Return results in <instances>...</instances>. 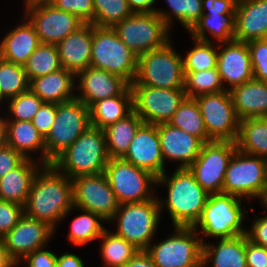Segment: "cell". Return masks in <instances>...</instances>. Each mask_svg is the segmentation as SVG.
Listing matches in <instances>:
<instances>
[{
  "label": "cell",
  "mask_w": 267,
  "mask_h": 267,
  "mask_svg": "<svg viewBox=\"0 0 267 267\" xmlns=\"http://www.w3.org/2000/svg\"><path fill=\"white\" fill-rule=\"evenodd\" d=\"M42 170L33 178L24 214L54 229L74 207L73 182L52 164L43 165Z\"/></svg>",
  "instance_id": "1"
},
{
  "label": "cell",
  "mask_w": 267,
  "mask_h": 267,
  "mask_svg": "<svg viewBox=\"0 0 267 267\" xmlns=\"http://www.w3.org/2000/svg\"><path fill=\"white\" fill-rule=\"evenodd\" d=\"M168 178L165 173L162 174L157 177V184L166 183L168 186L165 205L174 227H193L200 218L210 194L196 182L188 168H177Z\"/></svg>",
  "instance_id": "2"
},
{
  "label": "cell",
  "mask_w": 267,
  "mask_h": 267,
  "mask_svg": "<svg viewBox=\"0 0 267 267\" xmlns=\"http://www.w3.org/2000/svg\"><path fill=\"white\" fill-rule=\"evenodd\" d=\"M108 160L104 130L90 126L52 165L73 179L81 175L104 173Z\"/></svg>",
  "instance_id": "3"
},
{
  "label": "cell",
  "mask_w": 267,
  "mask_h": 267,
  "mask_svg": "<svg viewBox=\"0 0 267 267\" xmlns=\"http://www.w3.org/2000/svg\"><path fill=\"white\" fill-rule=\"evenodd\" d=\"M90 66L118 75L131 84L137 74L138 55L122 42L111 27L92 24Z\"/></svg>",
  "instance_id": "4"
},
{
  "label": "cell",
  "mask_w": 267,
  "mask_h": 267,
  "mask_svg": "<svg viewBox=\"0 0 267 267\" xmlns=\"http://www.w3.org/2000/svg\"><path fill=\"white\" fill-rule=\"evenodd\" d=\"M91 126L89 107L74 98L57 104V114L48 134L44 137L46 165L63 153Z\"/></svg>",
  "instance_id": "5"
},
{
  "label": "cell",
  "mask_w": 267,
  "mask_h": 267,
  "mask_svg": "<svg viewBox=\"0 0 267 267\" xmlns=\"http://www.w3.org/2000/svg\"><path fill=\"white\" fill-rule=\"evenodd\" d=\"M163 206L155 197L145 202L120 204L112 218L118 222L115 234L145 251L151 246Z\"/></svg>",
  "instance_id": "6"
},
{
  "label": "cell",
  "mask_w": 267,
  "mask_h": 267,
  "mask_svg": "<svg viewBox=\"0 0 267 267\" xmlns=\"http://www.w3.org/2000/svg\"><path fill=\"white\" fill-rule=\"evenodd\" d=\"M184 77L183 59L169 42L162 48L138 56L137 74L131 84L164 89L184 88Z\"/></svg>",
  "instance_id": "7"
},
{
  "label": "cell",
  "mask_w": 267,
  "mask_h": 267,
  "mask_svg": "<svg viewBox=\"0 0 267 267\" xmlns=\"http://www.w3.org/2000/svg\"><path fill=\"white\" fill-rule=\"evenodd\" d=\"M240 201V197L230 194H210L193 228L197 230L199 225L202 234L220 239L247 234L241 226L244 213Z\"/></svg>",
  "instance_id": "8"
},
{
  "label": "cell",
  "mask_w": 267,
  "mask_h": 267,
  "mask_svg": "<svg viewBox=\"0 0 267 267\" xmlns=\"http://www.w3.org/2000/svg\"><path fill=\"white\" fill-rule=\"evenodd\" d=\"M169 26L156 12L133 13L112 29L122 42L138 56L166 46Z\"/></svg>",
  "instance_id": "9"
},
{
  "label": "cell",
  "mask_w": 267,
  "mask_h": 267,
  "mask_svg": "<svg viewBox=\"0 0 267 267\" xmlns=\"http://www.w3.org/2000/svg\"><path fill=\"white\" fill-rule=\"evenodd\" d=\"M168 239L147 247L146 253L156 267H203L202 237L193 227H175Z\"/></svg>",
  "instance_id": "10"
},
{
  "label": "cell",
  "mask_w": 267,
  "mask_h": 267,
  "mask_svg": "<svg viewBox=\"0 0 267 267\" xmlns=\"http://www.w3.org/2000/svg\"><path fill=\"white\" fill-rule=\"evenodd\" d=\"M104 174L119 204L140 203L154 198L149 188L157 183V177L147 170L122 158H109Z\"/></svg>",
  "instance_id": "11"
},
{
  "label": "cell",
  "mask_w": 267,
  "mask_h": 267,
  "mask_svg": "<svg viewBox=\"0 0 267 267\" xmlns=\"http://www.w3.org/2000/svg\"><path fill=\"white\" fill-rule=\"evenodd\" d=\"M236 150L237 145L233 141L203 143L200 154L188 169L209 194L223 193L225 172Z\"/></svg>",
  "instance_id": "12"
},
{
  "label": "cell",
  "mask_w": 267,
  "mask_h": 267,
  "mask_svg": "<svg viewBox=\"0 0 267 267\" xmlns=\"http://www.w3.org/2000/svg\"><path fill=\"white\" fill-rule=\"evenodd\" d=\"M265 158L243 153L238 149L225 172L223 193L262 198L264 194Z\"/></svg>",
  "instance_id": "13"
},
{
  "label": "cell",
  "mask_w": 267,
  "mask_h": 267,
  "mask_svg": "<svg viewBox=\"0 0 267 267\" xmlns=\"http://www.w3.org/2000/svg\"><path fill=\"white\" fill-rule=\"evenodd\" d=\"M133 110L146 124L168 123L187 97L183 88L164 89L130 84Z\"/></svg>",
  "instance_id": "14"
},
{
  "label": "cell",
  "mask_w": 267,
  "mask_h": 267,
  "mask_svg": "<svg viewBox=\"0 0 267 267\" xmlns=\"http://www.w3.org/2000/svg\"><path fill=\"white\" fill-rule=\"evenodd\" d=\"M204 120L207 135L215 141L236 142L240 119L237 117L229 90L195 98Z\"/></svg>",
  "instance_id": "15"
},
{
  "label": "cell",
  "mask_w": 267,
  "mask_h": 267,
  "mask_svg": "<svg viewBox=\"0 0 267 267\" xmlns=\"http://www.w3.org/2000/svg\"><path fill=\"white\" fill-rule=\"evenodd\" d=\"M74 207L100 215L111 221L119 202L104 173L81 175L72 179Z\"/></svg>",
  "instance_id": "16"
},
{
  "label": "cell",
  "mask_w": 267,
  "mask_h": 267,
  "mask_svg": "<svg viewBox=\"0 0 267 267\" xmlns=\"http://www.w3.org/2000/svg\"><path fill=\"white\" fill-rule=\"evenodd\" d=\"M25 18L34 26L43 44L57 45L84 24L75 15L59 10L50 3L26 9Z\"/></svg>",
  "instance_id": "17"
},
{
  "label": "cell",
  "mask_w": 267,
  "mask_h": 267,
  "mask_svg": "<svg viewBox=\"0 0 267 267\" xmlns=\"http://www.w3.org/2000/svg\"><path fill=\"white\" fill-rule=\"evenodd\" d=\"M54 229L48 224L30 218L25 214L19 222L2 238L8 256L17 265L20 257L24 259L35 250L44 248Z\"/></svg>",
  "instance_id": "18"
},
{
  "label": "cell",
  "mask_w": 267,
  "mask_h": 267,
  "mask_svg": "<svg viewBox=\"0 0 267 267\" xmlns=\"http://www.w3.org/2000/svg\"><path fill=\"white\" fill-rule=\"evenodd\" d=\"M122 159L156 177L166 173L157 125L143 123Z\"/></svg>",
  "instance_id": "19"
},
{
  "label": "cell",
  "mask_w": 267,
  "mask_h": 267,
  "mask_svg": "<svg viewBox=\"0 0 267 267\" xmlns=\"http://www.w3.org/2000/svg\"><path fill=\"white\" fill-rule=\"evenodd\" d=\"M75 76L80 78L79 87L82 93L76 98L87 107L98 100L122 95L130 87V84L120 76L92 66L78 72Z\"/></svg>",
  "instance_id": "20"
},
{
  "label": "cell",
  "mask_w": 267,
  "mask_h": 267,
  "mask_svg": "<svg viewBox=\"0 0 267 267\" xmlns=\"http://www.w3.org/2000/svg\"><path fill=\"white\" fill-rule=\"evenodd\" d=\"M226 46L217 55V69L221 80L229 83L228 90L253 79V70L247 42H221Z\"/></svg>",
  "instance_id": "21"
},
{
  "label": "cell",
  "mask_w": 267,
  "mask_h": 267,
  "mask_svg": "<svg viewBox=\"0 0 267 267\" xmlns=\"http://www.w3.org/2000/svg\"><path fill=\"white\" fill-rule=\"evenodd\" d=\"M163 158L181 162L178 168H188L200 154L203 142L169 123L157 124Z\"/></svg>",
  "instance_id": "22"
},
{
  "label": "cell",
  "mask_w": 267,
  "mask_h": 267,
  "mask_svg": "<svg viewBox=\"0 0 267 267\" xmlns=\"http://www.w3.org/2000/svg\"><path fill=\"white\" fill-rule=\"evenodd\" d=\"M267 38V0H238L234 40L249 42Z\"/></svg>",
  "instance_id": "23"
},
{
  "label": "cell",
  "mask_w": 267,
  "mask_h": 267,
  "mask_svg": "<svg viewBox=\"0 0 267 267\" xmlns=\"http://www.w3.org/2000/svg\"><path fill=\"white\" fill-rule=\"evenodd\" d=\"M62 68L75 75L91 63L92 24H83L57 45Z\"/></svg>",
  "instance_id": "24"
},
{
  "label": "cell",
  "mask_w": 267,
  "mask_h": 267,
  "mask_svg": "<svg viewBox=\"0 0 267 267\" xmlns=\"http://www.w3.org/2000/svg\"><path fill=\"white\" fill-rule=\"evenodd\" d=\"M237 117H267V82L251 79L229 90Z\"/></svg>",
  "instance_id": "25"
},
{
  "label": "cell",
  "mask_w": 267,
  "mask_h": 267,
  "mask_svg": "<svg viewBox=\"0 0 267 267\" xmlns=\"http://www.w3.org/2000/svg\"><path fill=\"white\" fill-rule=\"evenodd\" d=\"M75 74L65 68L33 79L29 83L30 90L44 103H63L76 96L71 92L74 88Z\"/></svg>",
  "instance_id": "26"
},
{
  "label": "cell",
  "mask_w": 267,
  "mask_h": 267,
  "mask_svg": "<svg viewBox=\"0 0 267 267\" xmlns=\"http://www.w3.org/2000/svg\"><path fill=\"white\" fill-rule=\"evenodd\" d=\"M31 158H25L17 167L0 178V200L25 206L33 178L38 171Z\"/></svg>",
  "instance_id": "27"
},
{
  "label": "cell",
  "mask_w": 267,
  "mask_h": 267,
  "mask_svg": "<svg viewBox=\"0 0 267 267\" xmlns=\"http://www.w3.org/2000/svg\"><path fill=\"white\" fill-rule=\"evenodd\" d=\"M40 44L34 26L28 20L5 36L0 44V57L24 66Z\"/></svg>",
  "instance_id": "28"
},
{
  "label": "cell",
  "mask_w": 267,
  "mask_h": 267,
  "mask_svg": "<svg viewBox=\"0 0 267 267\" xmlns=\"http://www.w3.org/2000/svg\"><path fill=\"white\" fill-rule=\"evenodd\" d=\"M203 267L213 259V267H247L246 234L220 239L217 246L203 243Z\"/></svg>",
  "instance_id": "29"
},
{
  "label": "cell",
  "mask_w": 267,
  "mask_h": 267,
  "mask_svg": "<svg viewBox=\"0 0 267 267\" xmlns=\"http://www.w3.org/2000/svg\"><path fill=\"white\" fill-rule=\"evenodd\" d=\"M133 111V93L129 87L122 95L101 99L89 107L92 127L104 130Z\"/></svg>",
  "instance_id": "30"
},
{
  "label": "cell",
  "mask_w": 267,
  "mask_h": 267,
  "mask_svg": "<svg viewBox=\"0 0 267 267\" xmlns=\"http://www.w3.org/2000/svg\"><path fill=\"white\" fill-rule=\"evenodd\" d=\"M7 145L18 151L24 158H30L27 154L31 150H40L42 166L46 165V147L44 138L34 127L31 121L6 122Z\"/></svg>",
  "instance_id": "31"
},
{
  "label": "cell",
  "mask_w": 267,
  "mask_h": 267,
  "mask_svg": "<svg viewBox=\"0 0 267 267\" xmlns=\"http://www.w3.org/2000/svg\"><path fill=\"white\" fill-rule=\"evenodd\" d=\"M143 120L133 110L125 118L104 129L109 158H122Z\"/></svg>",
  "instance_id": "32"
},
{
  "label": "cell",
  "mask_w": 267,
  "mask_h": 267,
  "mask_svg": "<svg viewBox=\"0 0 267 267\" xmlns=\"http://www.w3.org/2000/svg\"><path fill=\"white\" fill-rule=\"evenodd\" d=\"M236 145L243 153L267 158V117L240 120Z\"/></svg>",
  "instance_id": "33"
},
{
  "label": "cell",
  "mask_w": 267,
  "mask_h": 267,
  "mask_svg": "<svg viewBox=\"0 0 267 267\" xmlns=\"http://www.w3.org/2000/svg\"><path fill=\"white\" fill-rule=\"evenodd\" d=\"M206 30L220 43L234 40L235 13L202 14L188 32L192 35L193 39L210 42L208 37H206Z\"/></svg>",
  "instance_id": "34"
},
{
  "label": "cell",
  "mask_w": 267,
  "mask_h": 267,
  "mask_svg": "<svg viewBox=\"0 0 267 267\" xmlns=\"http://www.w3.org/2000/svg\"><path fill=\"white\" fill-rule=\"evenodd\" d=\"M168 123L196 136L203 143L212 141L207 135L201 110L195 98L186 97Z\"/></svg>",
  "instance_id": "35"
},
{
  "label": "cell",
  "mask_w": 267,
  "mask_h": 267,
  "mask_svg": "<svg viewBox=\"0 0 267 267\" xmlns=\"http://www.w3.org/2000/svg\"><path fill=\"white\" fill-rule=\"evenodd\" d=\"M23 67L29 83L35 78L61 69L57 46L41 43L30 55Z\"/></svg>",
  "instance_id": "36"
},
{
  "label": "cell",
  "mask_w": 267,
  "mask_h": 267,
  "mask_svg": "<svg viewBox=\"0 0 267 267\" xmlns=\"http://www.w3.org/2000/svg\"><path fill=\"white\" fill-rule=\"evenodd\" d=\"M184 91L188 98L226 90L217 68L203 71H184Z\"/></svg>",
  "instance_id": "37"
},
{
  "label": "cell",
  "mask_w": 267,
  "mask_h": 267,
  "mask_svg": "<svg viewBox=\"0 0 267 267\" xmlns=\"http://www.w3.org/2000/svg\"><path fill=\"white\" fill-rule=\"evenodd\" d=\"M103 244L101 247L105 267H123L140 250L115 233H108L107 230L101 235Z\"/></svg>",
  "instance_id": "38"
},
{
  "label": "cell",
  "mask_w": 267,
  "mask_h": 267,
  "mask_svg": "<svg viewBox=\"0 0 267 267\" xmlns=\"http://www.w3.org/2000/svg\"><path fill=\"white\" fill-rule=\"evenodd\" d=\"M84 215L75 218L71 224L68 239L74 245H83L89 241L96 240L106 230L99 222L105 221L100 215L91 211L81 210Z\"/></svg>",
  "instance_id": "39"
},
{
  "label": "cell",
  "mask_w": 267,
  "mask_h": 267,
  "mask_svg": "<svg viewBox=\"0 0 267 267\" xmlns=\"http://www.w3.org/2000/svg\"><path fill=\"white\" fill-rule=\"evenodd\" d=\"M29 89L24 67L0 57V90L5 98L18 96Z\"/></svg>",
  "instance_id": "40"
},
{
  "label": "cell",
  "mask_w": 267,
  "mask_h": 267,
  "mask_svg": "<svg viewBox=\"0 0 267 267\" xmlns=\"http://www.w3.org/2000/svg\"><path fill=\"white\" fill-rule=\"evenodd\" d=\"M94 8V26L113 27L132 15L127 0H92Z\"/></svg>",
  "instance_id": "41"
},
{
  "label": "cell",
  "mask_w": 267,
  "mask_h": 267,
  "mask_svg": "<svg viewBox=\"0 0 267 267\" xmlns=\"http://www.w3.org/2000/svg\"><path fill=\"white\" fill-rule=\"evenodd\" d=\"M195 47L183 58L184 71H203L217 68L218 51L211 42L193 39Z\"/></svg>",
  "instance_id": "42"
},
{
  "label": "cell",
  "mask_w": 267,
  "mask_h": 267,
  "mask_svg": "<svg viewBox=\"0 0 267 267\" xmlns=\"http://www.w3.org/2000/svg\"><path fill=\"white\" fill-rule=\"evenodd\" d=\"M8 100L10 102L9 111L13 115L12 121H32L44 103L30 88Z\"/></svg>",
  "instance_id": "43"
},
{
  "label": "cell",
  "mask_w": 267,
  "mask_h": 267,
  "mask_svg": "<svg viewBox=\"0 0 267 267\" xmlns=\"http://www.w3.org/2000/svg\"><path fill=\"white\" fill-rule=\"evenodd\" d=\"M170 11L189 31L203 14L202 0H166Z\"/></svg>",
  "instance_id": "44"
},
{
  "label": "cell",
  "mask_w": 267,
  "mask_h": 267,
  "mask_svg": "<svg viewBox=\"0 0 267 267\" xmlns=\"http://www.w3.org/2000/svg\"><path fill=\"white\" fill-rule=\"evenodd\" d=\"M253 77L267 82V38L247 42Z\"/></svg>",
  "instance_id": "45"
},
{
  "label": "cell",
  "mask_w": 267,
  "mask_h": 267,
  "mask_svg": "<svg viewBox=\"0 0 267 267\" xmlns=\"http://www.w3.org/2000/svg\"><path fill=\"white\" fill-rule=\"evenodd\" d=\"M55 8L75 15L84 24L94 25V8L92 0H52Z\"/></svg>",
  "instance_id": "46"
},
{
  "label": "cell",
  "mask_w": 267,
  "mask_h": 267,
  "mask_svg": "<svg viewBox=\"0 0 267 267\" xmlns=\"http://www.w3.org/2000/svg\"><path fill=\"white\" fill-rule=\"evenodd\" d=\"M24 215V206L0 200V239H2Z\"/></svg>",
  "instance_id": "47"
},
{
  "label": "cell",
  "mask_w": 267,
  "mask_h": 267,
  "mask_svg": "<svg viewBox=\"0 0 267 267\" xmlns=\"http://www.w3.org/2000/svg\"><path fill=\"white\" fill-rule=\"evenodd\" d=\"M57 114V104L43 103L37 114L32 119V124L44 138L53 125Z\"/></svg>",
  "instance_id": "48"
},
{
  "label": "cell",
  "mask_w": 267,
  "mask_h": 267,
  "mask_svg": "<svg viewBox=\"0 0 267 267\" xmlns=\"http://www.w3.org/2000/svg\"><path fill=\"white\" fill-rule=\"evenodd\" d=\"M247 267H267V248L259 246L248 239L246 234Z\"/></svg>",
  "instance_id": "49"
},
{
  "label": "cell",
  "mask_w": 267,
  "mask_h": 267,
  "mask_svg": "<svg viewBox=\"0 0 267 267\" xmlns=\"http://www.w3.org/2000/svg\"><path fill=\"white\" fill-rule=\"evenodd\" d=\"M24 159L18 151L8 145L0 148V178L17 167Z\"/></svg>",
  "instance_id": "50"
},
{
  "label": "cell",
  "mask_w": 267,
  "mask_h": 267,
  "mask_svg": "<svg viewBox=\"0 0 267 267\" xmlns=\"http://www.w3.org/2000/svg\"><path fill=\"white\" fill-rule=\"evenodd\" d=\"M29 267H56L57 255L44 248L35 250L25 258Z\"/></svg>",
  "instance_id": "51"
},
{
  "label": "cell",
  "mask_w": 267,
  "mask_h": 267,
  "mask_svg": "<svg viewBox=\"0 0 267 267\" xmlns=\"http://www.w3.org/2000/svg\"><path fill=\"white\" fill-rule=\"evenodd\" d=\"M238 0H202L203 14H226L236 13ZM208 10V13L204 12Z\"/></svg>",
  "instance_id": "52"
},
{
  "label": "cell",
  "mask_w": 267,
  "mask_h": 267,
  "mask_svg": "<svg viewBox=\"0 0 267 267\" xmlns=\"http://www.w3.org/2000/svg\"><path fill=\"white\" fill-rule=\"evenodd\" d=\"M252 225V229L248 232L247 236L253 243L267 248V216L257 217Z\"/></svg>",
  "instance_id": "53"
},
{
  "label": "cell",
  "mask_w": 267,
  "mask_h": 267,
  "mask_svg": "<svg viewBox=\"0 0 267 267\" xmlns=\"http://www.w3.org/2000/svg\"><path fill=\"white\" fill-rule=\"evenodd\" d=\"M129 7L133 13H152L156 12L159 14L163 21L170 27L171 24V18L169 16V13L163 12L162 10L159 11L157 9L152 8L153 4L156 0H127ZM152 6V7H151Z\"/></svg>",
  "instance_id": "54"
},
{
  "label": "cell",
  "mask_w": 267,
  "mask_h": 267,
  "mask_svg": "<svg viewBox=\"0 0 267 267\" xmlns=\"http://www.w3.org/2000/svg\"><path fill=\"white\" fill-rule=\"evenodd\" d=\"M123 267H156L146 251H139Z\"/></svg>",
  "instance_id": "55"
},
{
  "label": "cell",
  "mask_w": 267,
  "mask_h": 267,
  "mask_svg": "<svg viewBox=\"0 0 267 267\" xmlns=\"http://www.w3.org/2000/svg\"><path fill=\"white\" fill-rule=\"evenodd\" d=\"M56 267H84V263L80 257L65 253L60 257L57 256V264Z\"/></svg>",
  "instance_id": "56"
},
{
  "label": "cell",
  "mask_w": 267,
  "mask_h": 267,
  "mask_svg": "<svg viewBox=\"0 0 267 267\" xmlns=\"http://www.w3.org/2000/svg\"><path fill=\"white\" fill-rule=\"evenodd\" d=\"M16 267L15 262L8 256L4 241L0 239V267Z\"/></svg>",
  "instance_id": "57"
},
{
  "label": "cell",
  "mask_w": 267,
  "mask_h": 267,
  "mask_svg": "<svg viewBox=\"0 0 267 267\" xmlns=\"http://www.w3.org/2000/svg\"><path fill=\"white\" fill-rule=\"evenodd\" d=\"M6 122L7 120L0 118V148L7 145Z\"/></svg>",
  "instance_id": "58"
},
{
  "label": "cell",
  "mask_w": 267,
  "mask_h": 267,
  "mask_svg": "<svg viewBox=\"0 0 267 267\" xmlns=\"http://www.w3.org/2000/svg\"><path fill=\"white\" fill-rule=\"evenodd\" d=\"M52 0H25L26 2V9L37 6V5H43L47 3H51Z\"/></svg>",
  "instance_id": "59"
},
{
  "label": "cell",
  "mask_w": 267,
  "mask_h": 267,
  "mask_svg": "<svg viewBox=\"0 0 267 267\" xmlns=\"http://www.w3.org/2000/svg\"><path fill=\"white\" fill-rule=\"evenodd\" d=\"M264 193H267V158H265Z\"/></svg>",
  "instance_id": "60"
},
{
  "label": "cell",
  "mask_w": 267,
  "mask_h": 267,
  "mask_svg": "<svg viewBox=\"0 0 267 267\" xmlns=\"http://www.w3.org/2000/svg\"><path fill=\"white\" fill-rule=\"evenodd\" d=\"M261 202L267 207V193H264Z\"/></svg>",
  "instance_id": "61"
},
{
  "label": "cell",
  "mask_w": 267,
  "mask_h": 267,
  "mask_svg": "<svg viewBox=\"0 0 267 267\" xmlns=\"http://www.w3.org/2000/svg\"><path fill=\"white\" fill-rule=\"evenodd\" d=\"M2 99H5V96L2 94V92H1V90H0V101H1Z\"/></svg>",
  "instance_id": "62"
}]
</instances>
